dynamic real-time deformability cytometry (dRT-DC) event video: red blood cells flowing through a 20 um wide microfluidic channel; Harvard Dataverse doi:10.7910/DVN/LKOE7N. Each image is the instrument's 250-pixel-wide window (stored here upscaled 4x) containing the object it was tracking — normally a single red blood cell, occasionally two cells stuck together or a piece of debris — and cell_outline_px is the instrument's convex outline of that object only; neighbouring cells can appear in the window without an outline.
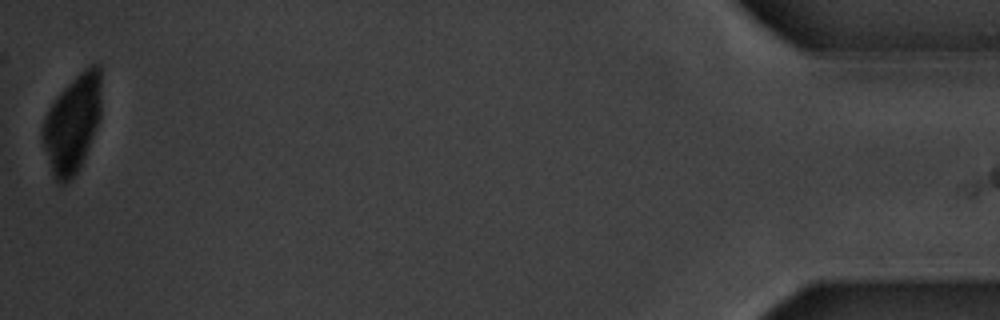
{"species": "common noctule bat (a hibernating species)", "species_latin": "Nyctalus noctula", "temperature_condition": "warm", "stored_images_in_passage": 50, "camera_frame_rate_fps": 3000, "um_per_image_px": 0.085, "animal": {"sex": "male", "body_mass_g": 20.1, "forearm_length_mm": 53.5}, "frame": {"image": 1, "passage_image": 50, "time_ms": 16.333, "image_size_px": [1000, 320], "cell_outline_px": [[100, 120], [88, 148], [76, 172], [64, 184], [60, 184], [52, 176], [40, 136], [40, 132], [44, 116], [48, 108], [56, 96], [88, 64], [100, 64]], "centroid_in_image_um": [6.12, 10.49], "position_along_channel_um": 429.1, "area_um2": 33.41}}